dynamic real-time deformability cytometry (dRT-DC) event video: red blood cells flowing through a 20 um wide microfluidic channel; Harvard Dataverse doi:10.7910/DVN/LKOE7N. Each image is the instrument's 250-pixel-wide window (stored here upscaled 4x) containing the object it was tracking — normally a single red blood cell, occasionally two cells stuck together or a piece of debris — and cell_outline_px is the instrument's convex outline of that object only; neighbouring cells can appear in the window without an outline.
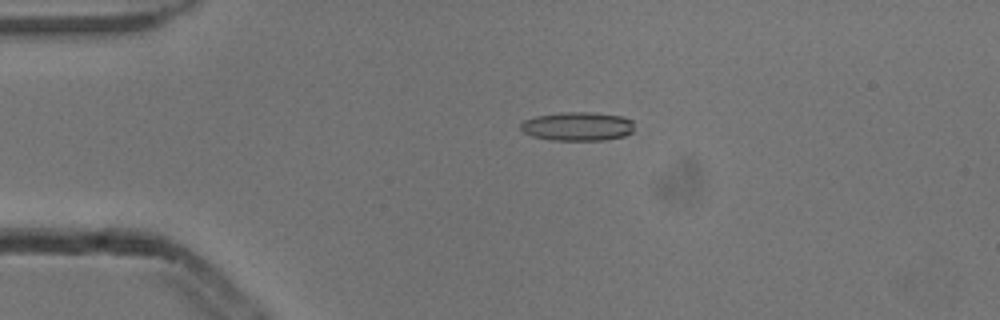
{"species": "common noctule bat (a hibernating species)", "species_latin": "Nyctalus noctula", "temperature_condition": "cold", "stored_images_in_passage": 2, "camera_frame_rate_fps": 3000, "um_per_image_px": 0.085, "animal": {"sex": "male", "body_mass_g": 13.3}, "frame": {"image": 1, "passage_image": 1, "time_ms": 0.0, "image_size_px": [1000, 320], "cell_outline_px": [[632, 132], [624, 136], [604, 140], [552, 140], [532, 136], [524, 132], [520, 128], [520, 124], [524, 120], [536, 116], [560, 112], [588, 112], [624, 116], [632, 120]], "centroid_in_image_um": [49.08, 10.73], "position_along_channel_um": 35.9, "area_um2": 19.07}}